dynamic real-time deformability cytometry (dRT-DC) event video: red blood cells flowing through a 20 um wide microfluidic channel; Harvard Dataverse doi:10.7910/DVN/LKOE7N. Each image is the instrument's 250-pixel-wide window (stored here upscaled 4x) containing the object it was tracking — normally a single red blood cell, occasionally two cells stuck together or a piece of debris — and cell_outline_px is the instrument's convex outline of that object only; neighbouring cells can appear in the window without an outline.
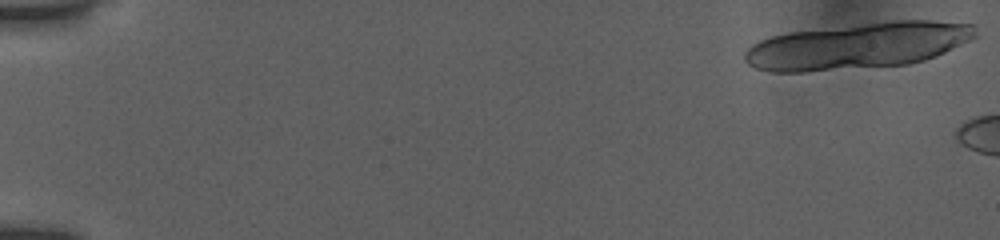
{"species": "human", "species_latin": "Homo sapiens", "temperature_condition": "room temperature", "stored_images_in_passage": 11, "camera_frame_rate_fps": 3000, "um_per_image_px": 0.085, "donor": {"sex": "female"}, "frame": {"image": 1, "passage_image": 1, "time_ms": 0.0, "image_size_px": [1000, 240], "cell_outline_px": [[980, 36], [936, 56], [924, 60], [908, 64], [804, 72], [772, 72], [756, 68], [748, 64], [744, 60], [744, 52], [752, 44], [760, 40], [772, 36], [788, 32], [892, 20], [932, 20], [976, 24]], "centroid_in_image_um": [72.97, 3.88], "position_along_channel_um": 12.0, "area_um2": 62.66}}